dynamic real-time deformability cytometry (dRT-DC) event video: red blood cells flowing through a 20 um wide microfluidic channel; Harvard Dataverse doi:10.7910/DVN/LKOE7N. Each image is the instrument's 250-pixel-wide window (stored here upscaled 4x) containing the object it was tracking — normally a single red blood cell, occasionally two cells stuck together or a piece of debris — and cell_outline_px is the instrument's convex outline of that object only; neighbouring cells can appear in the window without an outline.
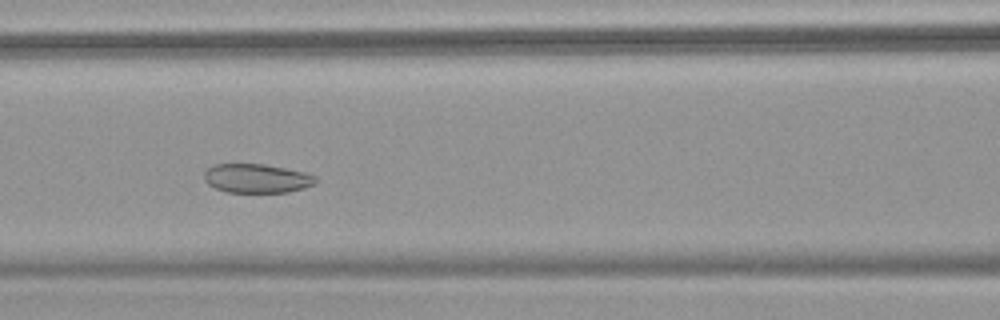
{"species": "common noctule bat (a hibernating species)", "species_latin": "Nyctalus noctula", "temperature_condition": "warm", "stored_images_in_passage": 52, "camera_frame_rate_fps": 3000, "um_per_image_px": 0.085, "animal": {"sex": "female", "body_mass_g": 18.4}, "frame": {"image": 1, "passage_image": 21, "time_ms": 6.667, "image_size_px": [1000, 320], "cell_outline_px": [[316, 180], [312, 184], [304, 188], [288, 192], [228, 192], [216, 188], [208, 184], [204, 180], [204, 172], [208, 168], [216, 164], [264, 164], [304, 172], [316, 176]], "centroid_in_image_um": [21.8, 15.16], "position_along_channel_um": 144.8, "area_um2": 18.67}}
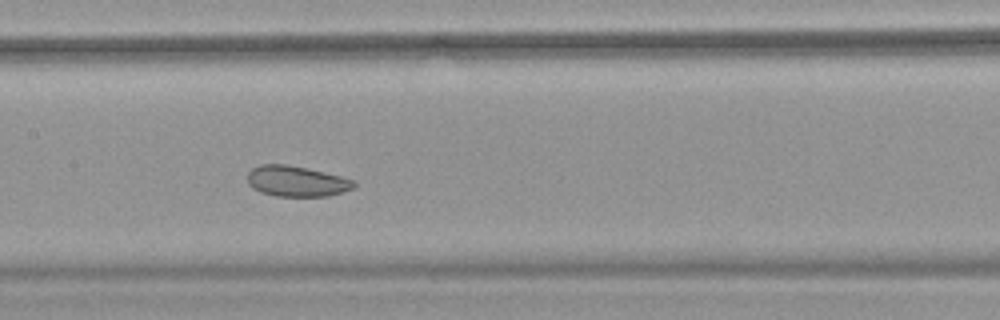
{"frame": {"image": 2, "passage_image": 24, "time_ms": 7.667, "image_size_px": [1000, 320], "cell_outline_px": [[356, 188], [328, 196], [276, 196], [260, 192], [252, 188], [248, 184], [248, 172], [252, 168], [260, 164], [284, 164], [308, 168], [356, 180]], "centroid_in_image_um": [25.22, 15.4], "position_along_channel_um": 182.2, "area_um2": 19.19}}
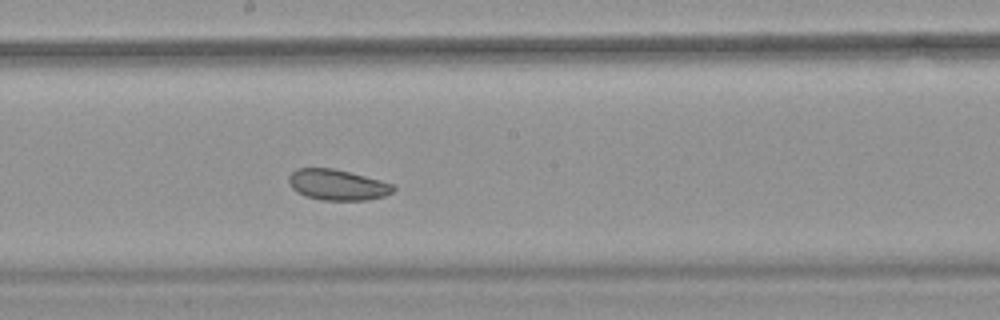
{"frame": {"image": 3, "passage_image": 27, "time_ms": 8.667, "image_size_px": [1000, 320], "cell_outline_px": [[396, 188], [392, 192], [384, 196], [368, 200], [320, 200], [304, 196], [296, 192], [288, 184], [288, 176], [296, 168], [332, 168], [396, 184]], "centroid_in_image_um": [28.66, 15.72], "position_along_channel_um": 219.5, "area_um2": 18.9}, "authors_computed_cell_mechanics": {"area_um2": 23.987, "velocity_mm_per_s": 3.7563, "shape_relaxation_time_tau1_ms": null, "shape_relaxation_time_tau2_ms": 3.3147, "deformation_change_tau1": null, "deformation_change_tau2": 0.0685}}